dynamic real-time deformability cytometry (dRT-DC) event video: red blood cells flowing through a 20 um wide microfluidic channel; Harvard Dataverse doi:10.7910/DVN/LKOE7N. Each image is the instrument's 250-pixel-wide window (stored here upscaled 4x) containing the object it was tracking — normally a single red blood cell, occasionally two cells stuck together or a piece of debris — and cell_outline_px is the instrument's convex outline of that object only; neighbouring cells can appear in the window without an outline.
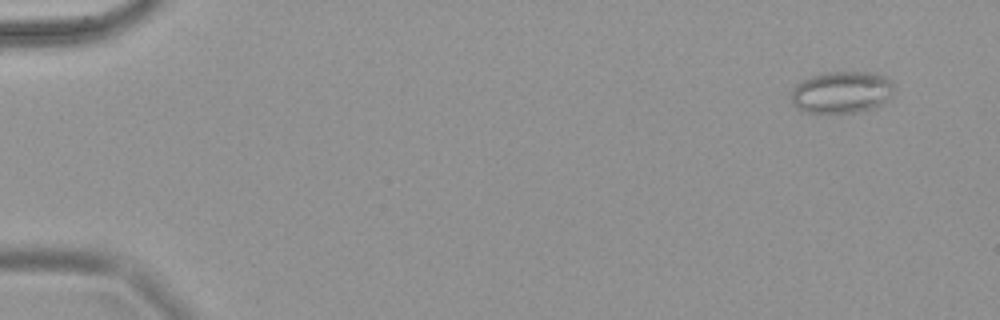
{"species": "common noctule bat (a hibernating species)", "species_latin": "Nyctalus noctula", "temperature_condition": "warm", "stored_images_in_passage": 71, "camera_frame_rate_fps": 3000, "um_per_image_px": 0.085, "animal": {"sex": "female", "body_mass_g": 18.4}, "frame": {"image": 1, "passage_image": 6, "time_ms": 1.667, "image_size_px": [1000, 320], "cell_outline_px": [[892, 92], [880, 104], [872, 108], [852, 112], [804, 112], [792, 104], [792, 88], [796, 84], [812, 76], [828, 72], [868, 72], [884, 76], [892, 84]], "centroid_in_image_um": [71.48, 7.83], "position_along_channel_um": 13.5, "area_um2": 24.45}}
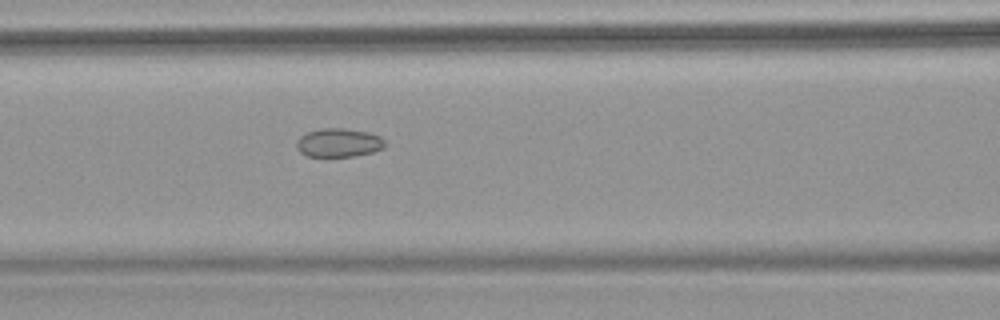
{"frame": {"image": 2, "passage_image": 33, "time_ms": 10.667, "image_size_px": [1000, 320], "cell_outline_px": [[388, 144], [384, 148], [372, 152], [352, 156], [304, 156], [296, 148], [296, 140], [300, 136], [308, 132], [320, 128], [344, 128], [368, 132], [380, 136]], "centroid_in_image_um": [28.79, 12.12], "position_along_channel_um": 137.8, "area_um2": 14.91}}
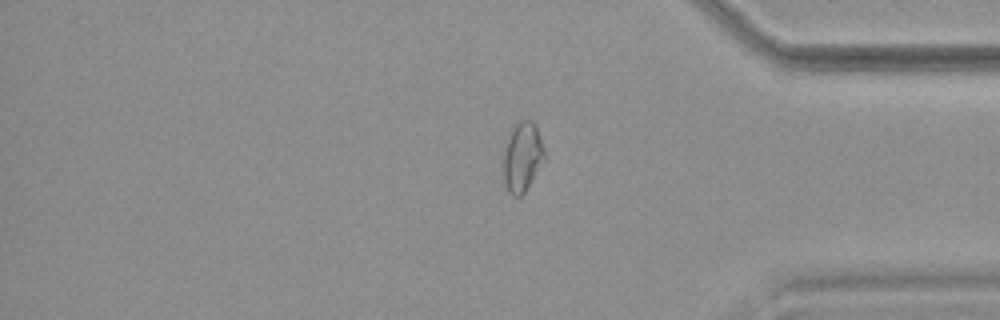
{"frame": {"image": 3, "passage_image": 60, "time_ms": 19.667, "image_size_px": [1000, 320], "cell_outline_px": [[544, 156], [524, 192], [520, 196], [512, 196], [508, 192], [504, 180], [500, 152], [508, 132], [520, 120], [532, 120], [536, 124], [540, 136], [544, 152]], "centroid_in_image_um": [44.3, 13.28], "position_along_channel_um": 390.9, "area_um2": 16.88}}